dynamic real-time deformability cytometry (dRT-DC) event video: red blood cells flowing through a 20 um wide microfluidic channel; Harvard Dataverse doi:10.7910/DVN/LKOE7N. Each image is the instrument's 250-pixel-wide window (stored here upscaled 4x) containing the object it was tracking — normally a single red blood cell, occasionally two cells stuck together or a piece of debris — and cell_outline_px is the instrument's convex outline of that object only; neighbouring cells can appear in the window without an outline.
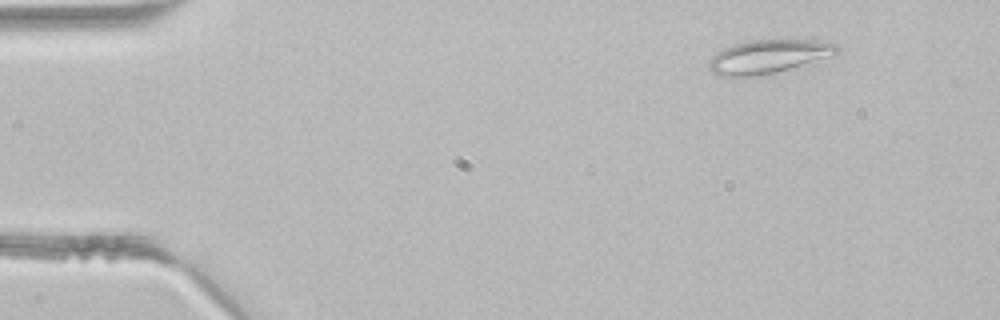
{"species": "common noctule bat (a hibernating species)", "species_latin": "Nyctalus noctula", "temperature_condition": "room temperature", "stored_images_in_passage": 3, "camera_frame_rate_fps": 3000, "um_per_image_px": 0.085, "animal": {"sex": "male", "body_mass_g": 21.5, "forearm_length_mm": 52.0}, "frame": {"image": 1, "passage_image": 1, "time_ms": 0.0, "image_size_px": [1000, 320], "cell_outline_px": [[840, 52], [816, 64], [752, 80], [720, 76], [712, 72], [708, 68], [708, 60], [716, 52], [724, 48], [748, 40], [812, 40], [836, 44], [840, 48]], "centroid_in_image_um": [65.35, 4.89], "position_along_channel_um": 19.7, "area_um2": 26.82}}